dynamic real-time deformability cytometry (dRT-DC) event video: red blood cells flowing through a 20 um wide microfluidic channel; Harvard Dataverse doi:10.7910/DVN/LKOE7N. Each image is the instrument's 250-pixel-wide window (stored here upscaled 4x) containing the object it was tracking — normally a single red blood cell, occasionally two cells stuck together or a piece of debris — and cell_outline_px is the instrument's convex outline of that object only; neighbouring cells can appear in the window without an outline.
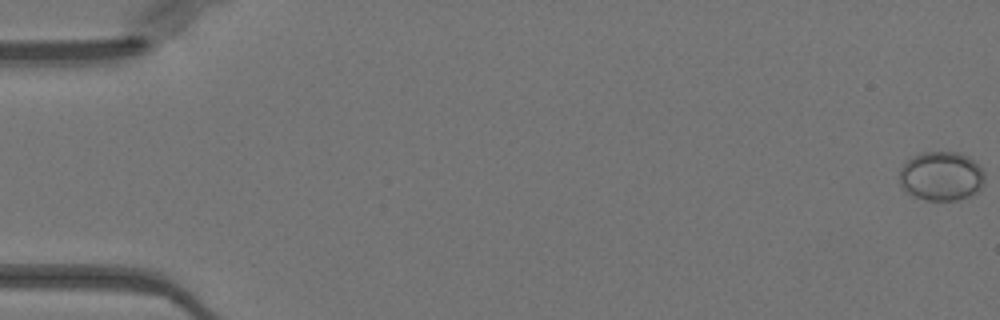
{"species": "Egyptian fruit bat (a non-hibernating species)", "species_latin": "Rousettus aegyptiacus", "temperature_condition": "warm", "stored_images_in_passage": 9, "camera_frame_rate_fps": 3000, "um_per_image_px": 0.085, "animal": {"sex": "female"}, "frame": {"image": 1, "passage_image": 1, "time_ms": 0.0, "image_size_px": [1000, 320], "cell_outline_px": [[984, 184], [976, 192], [968, 196], [956, 200], [928, 200], [916, 196], [908, 192], [900, 184], [900, 168], [912, 156], [920, 152], [956, 152], [968, 156], [984, 172]], "centroid_in_image_um": [80.01, 14.96], "position_along_channel_um": 5.0, "area_um2": 24.16}}